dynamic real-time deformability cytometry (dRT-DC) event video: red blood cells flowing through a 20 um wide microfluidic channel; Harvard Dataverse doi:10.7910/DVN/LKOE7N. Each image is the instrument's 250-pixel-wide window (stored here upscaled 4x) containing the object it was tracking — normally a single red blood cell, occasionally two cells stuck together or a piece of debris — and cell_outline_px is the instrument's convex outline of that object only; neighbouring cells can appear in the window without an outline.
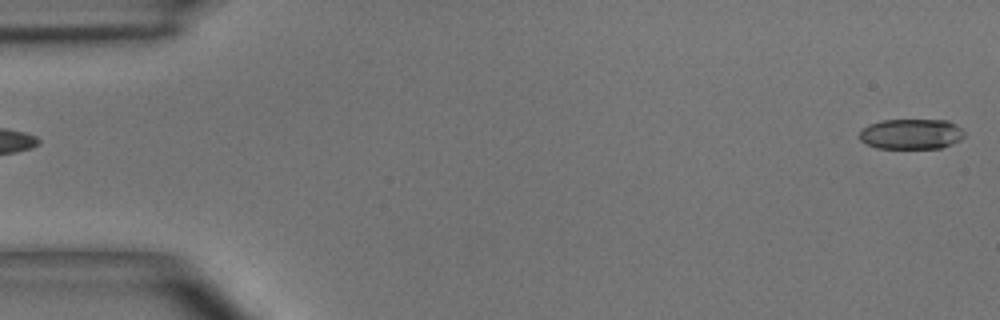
{"species": "common noctule bat (a hibernating species)", "species_latin": "Nyctalus noctula", "temperature_condition": "room temperature", "stored_images_in_passage": 3, "segment_of_instrument_passage": [2, 2], "camera_frame_rate_fps": 3000, "um_per_image_px": 0.085, "animal": {"sex": "male", "body_mass_g": 15.6}, "frame": {"image": 1, "passage_image": 3, "time_ms": 2.333, "image_size_px": [1000, 320], "cell_outline_px": [[964, 136], [960, 140], [952, 144], [940, 148], [876, 148], [860, 140], [860, 132], [868, 124], [880, 120], [948, 120], [956, 124], [964, 132]], "centroid_in_image_um": [77.46, 11.38], "position_along_channel_um": 7.5, "area_um2": 18.55}}